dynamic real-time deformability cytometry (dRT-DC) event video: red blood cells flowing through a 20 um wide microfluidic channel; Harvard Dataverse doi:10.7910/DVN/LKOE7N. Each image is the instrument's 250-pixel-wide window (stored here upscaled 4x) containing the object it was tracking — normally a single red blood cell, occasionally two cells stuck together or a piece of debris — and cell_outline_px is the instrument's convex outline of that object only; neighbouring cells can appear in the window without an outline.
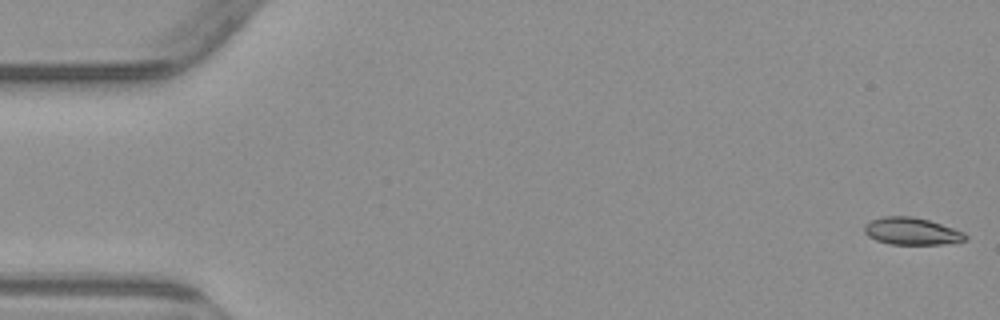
{"species": "common noctule bat (a hibernating species)", "species_latin": "Nyctalus noctula", "temperature_condition": "warm", "stored_images_in_passage": 4, "camera_frame_rate_fps": 3000, "um_per_image_px": 0.085, "animal": {"sex": "male", "body_mass_g": 23.1, "forearm_length_mm": 52.7}, "frame": {"image": 1, "passage_image": 1, "time_ms": 0.0, "image_size_px": [1000, 320], "cell_outline_px": [[968, 240], [944, 244], [892, 244], [876, 240], [868, 236], [864, 232], [864, 224], [872, 220], [884, 216], [912, 216], [928, 220], [964, 232], [968, 236]], "centroid_in_image_um": [77.49, 19.65], "position_along_channel_um": 7.5, "area_um2": 15.95}}